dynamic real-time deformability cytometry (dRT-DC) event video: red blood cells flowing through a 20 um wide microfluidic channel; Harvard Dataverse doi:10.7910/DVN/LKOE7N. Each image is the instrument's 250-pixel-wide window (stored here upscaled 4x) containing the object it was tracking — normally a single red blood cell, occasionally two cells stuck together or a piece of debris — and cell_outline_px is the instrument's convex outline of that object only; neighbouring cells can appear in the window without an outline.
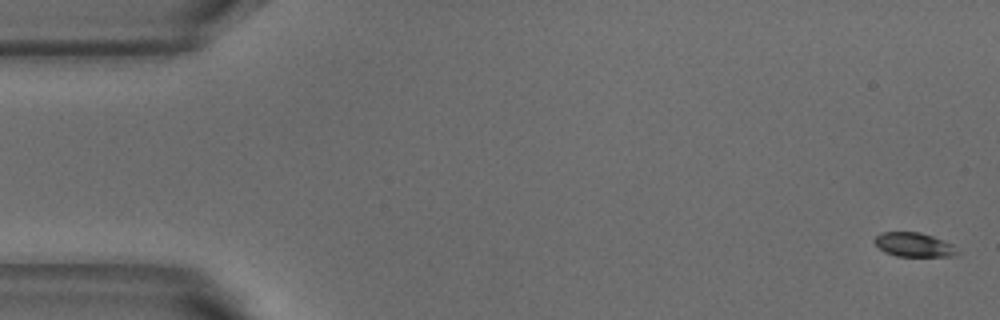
{"species": "common noctule bat (a hibernating species)", "species_latin": "Nyctalus noctula", "temperature_condition": "warm", "stored_images_in_passage": 5, "camera_frame_rate_fps": 3000, "um_per_image_px": 0.085, "animal": {"sex": "male", "body_mass_g": 18.8}, "frame": {"image": 1, "passage_image": 1, "time_ms": 0.0, "image_size_px": [1000, 320], "cell_outline_px": [[960, 252], [956, 256], [896, 256], [884, 252], [872, 240], [880, 232], [920, 232], [932, 236], [952, 244]], "centroid_in_image_um": [77.67, 20.8], "position_along_channel_um": 7.3, "area_um2": 11.68}}
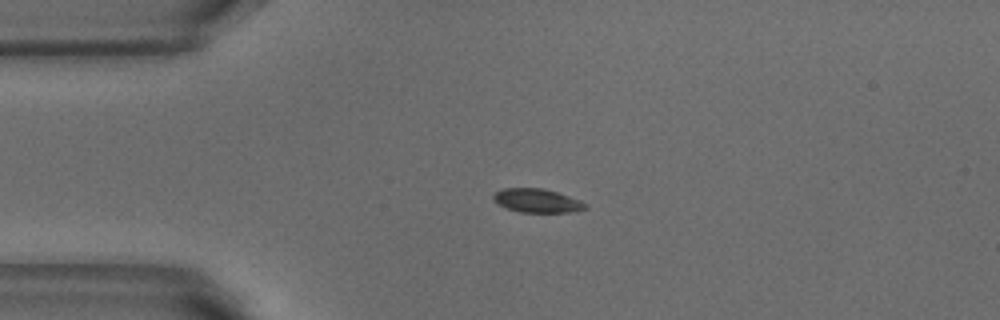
{"frame": {"image": 2, "passage_image": 4, "time_ms": 1.0, "image_size_px": [1000, 320], "cell_outline_px": [[588, 208], [568, 212], [520, 212], [508, 208], [492, 200], [492, 196], [500, 188], [544, 188], [580, 200], [588, 204]], "centroid_in_image_um": [45.65, 17.04], "position_along_channel_um": 39.4, "area_um2": 12.66}}